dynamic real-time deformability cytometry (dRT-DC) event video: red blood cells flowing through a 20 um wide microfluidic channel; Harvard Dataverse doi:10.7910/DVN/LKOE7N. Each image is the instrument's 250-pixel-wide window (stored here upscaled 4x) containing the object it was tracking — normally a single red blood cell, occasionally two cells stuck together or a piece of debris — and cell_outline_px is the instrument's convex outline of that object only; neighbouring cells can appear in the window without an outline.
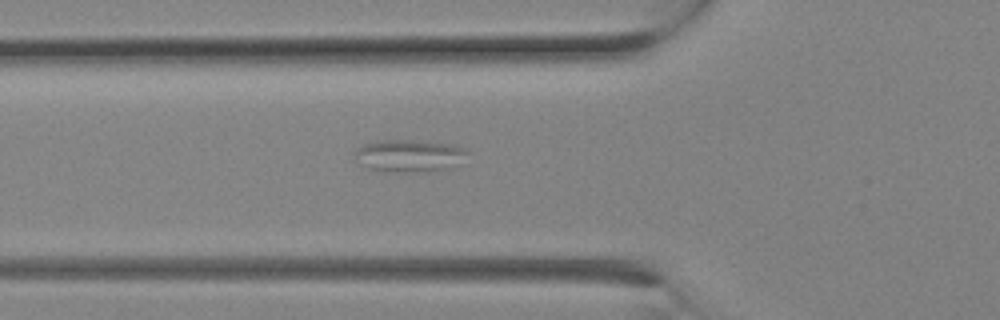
{"species": "Egyptian fruit bat (a non-hibernating species)", "species_latin": "Rousettus aegyptiacus", "temperature_condition": "room temperature", "stored_images_in_passage": 3, "camera_frame_rate_fps": 3000, "um_per_image_px": 0.085, "animal": {"sex": "female"}, "frame": {"image": 1, "passage_image": 3, "time_ms": 0.667, "image_size_px": [1000, 320], "cell_outline_px": [[468, 152], [444, 168], [428, 172], [392, 172], [368, 168], [360, 164], [356, 152], [356, 148], [364, 144], [380, 140], [412, 140], [452, 144], [464, 148]], "centroid_in_image_um": [34.69, 13.22], "position_along_channel_um": 91.1, "area_um2": 20.52}}